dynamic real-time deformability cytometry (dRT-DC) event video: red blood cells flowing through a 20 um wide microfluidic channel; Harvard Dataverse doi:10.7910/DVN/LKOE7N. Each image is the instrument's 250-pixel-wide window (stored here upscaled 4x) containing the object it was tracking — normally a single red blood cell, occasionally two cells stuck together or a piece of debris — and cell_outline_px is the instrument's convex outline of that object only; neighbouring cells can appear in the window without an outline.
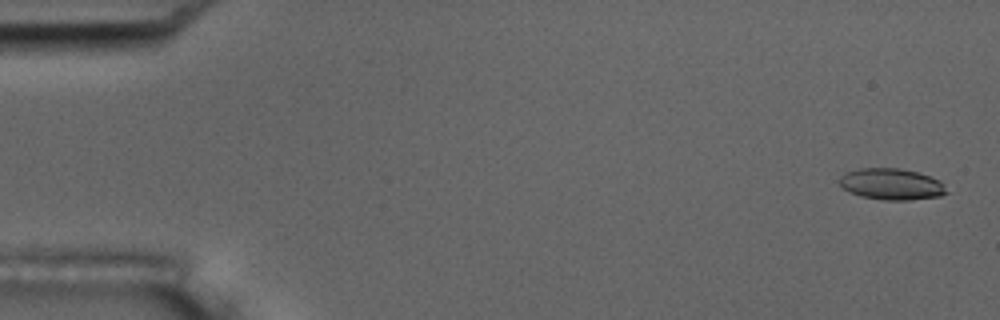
{"species": "common noctule bat (a hibernating species)", "species_latin": "Nyctalus noctula", "temperature_condition": "room temperature", "stored_images_in_passage": 57, "camera_frame_rate_fps": 3000, "um_per_image_px": 0.085, "animal": {"sex": "male", "body_mass_g": 17.5, "forearm_length_mm": 52.3}, "frame": {"image": 1, "passage_image": 2, "time_ms": 0.333, "image_size_px": [1000, 320], "cell_outline_px": [[948, 192], [940, 196], [908, 200], [884, 200], [860, 196], [844, 188], [840, 184], [840, 176], [848, 172], [860, 168], [900, 168], [916, 172], [940, 180], [944, 184]], "centroid_in_image_um": [75.8, 15.65], "position_along_channel_um": 9.2, "area_um2": 19.36}}
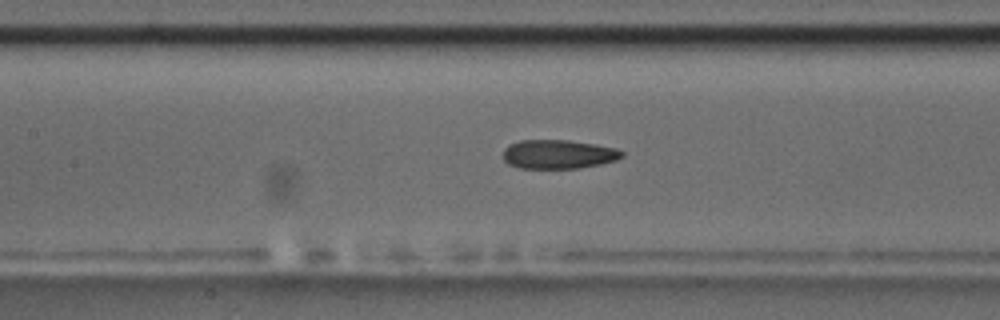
{"frame": {"image": 2, "passage_image": 26, "time_ms": 8.333, "image_size_px": [1000, 320], "cell_outline_px": [[624, 156], [616, 160], [600, 164], [576, 168], [520, 168], [508, 164], [504, 160], [504, 148], [508, 144], [520, 140], [568, 140], [596, 144], [616, 148], [624, 152]], "centroid_in_image_um": [47.46, 13.1], "position_along_channel_um": 159.9, "area_um2": 20.11}}
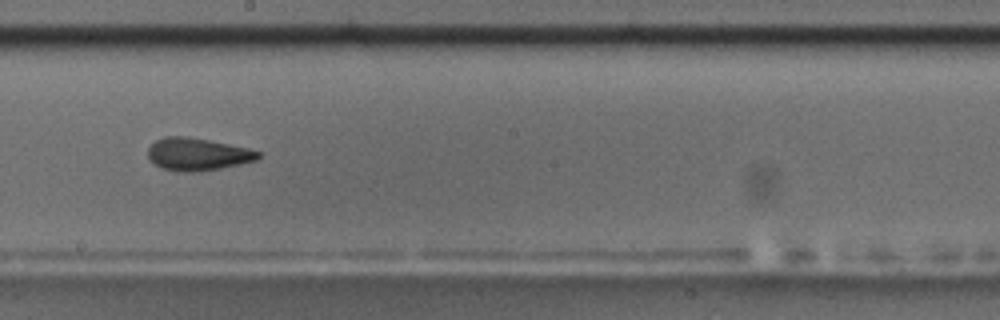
{"frame": {"image": 3, "passage_image": 32, "time_ms": 10.333, "image_size_px": [1000, 320], "cell_outline_px": [[264, 152], [256, 160], [240, 164], [220, 168], [196, 172], [176, 172], [164, 168], [156, 164], [148, 156], [148, 148], [156, 140], [164, 136], [184, 136], [208, 140], [248, 148]], "centroid_in_image_um": [16.82, 13.11], "position_along_channel_um": 231.4, "area_um2": 20.81}, "authors_computed_cell_mechanics": {"area_um2": 20.519, "velocity_mm_per_s": 3.5926, "shape_relaxation_time_tau1_ms": null, "shape_relaxation_time_tau2_ms": 2.7748, "deformation_change_tau1": null, "deformation_change_tau2": 0.1038}}